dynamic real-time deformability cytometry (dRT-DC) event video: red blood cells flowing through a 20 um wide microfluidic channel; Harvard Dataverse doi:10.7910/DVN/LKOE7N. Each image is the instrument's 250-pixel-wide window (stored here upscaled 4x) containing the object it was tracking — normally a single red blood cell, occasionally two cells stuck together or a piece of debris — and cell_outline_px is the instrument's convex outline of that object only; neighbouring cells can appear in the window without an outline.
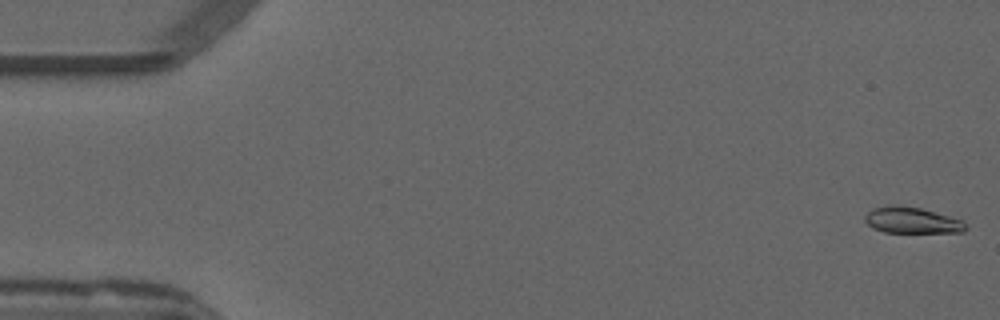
{"species": "common noctule bat (a hibernating species)", "species_latin": "Nyctalus noctula", "temperature_condition": "warm", "stored_images_in_passage": 53, "camera_frame_rate_fps": 3000, "um_per_image_px": 0.085, "animal": {"sex": "male", "forearm_length_mm": 52.5}, "frame": {"image": 1, "passage_image": 1, "time_ms": 0.0, "image_size_px": [1000, 320], "cell_outline_px": [[968, 228], [964, 232], [884, 232], [872, 228], [864, 220], [864, 216], [872, 208], [896, 204], [920, 208], [948, 216], [960, 220], [968, 224]], "centroid_in_image_um": [77.49, 18.72], "position_along_channel_um": 7.5, "area_um2": 15.32}}
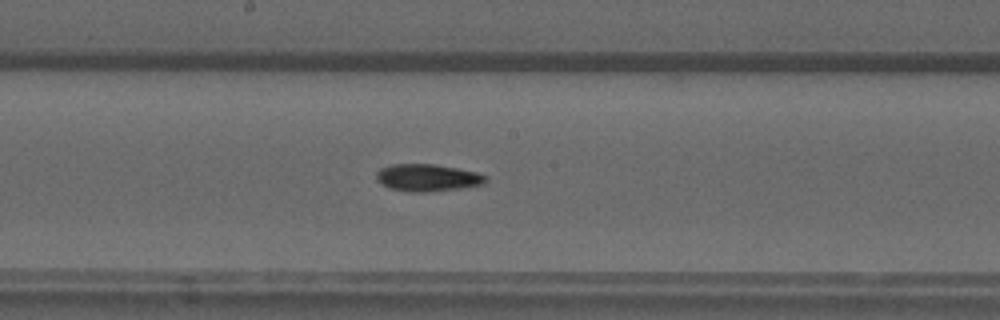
{"frame": {"image": 2, "passage_image": 28, "time_ms": 9.0, "image_size_px": [1000, 320], "cell_outline_px": [[488, 180], [484, 184], [460, 188], [424, 192], [412, 192], [392, 188], [380, 184], [376, 180], [376, 172], [380, 168], [392, 164], [432, 164], [456, 168], [476, 172], [488, 176]], "centroid_in_image_um": [36.33, 15.1], "position_along_channel_um": 211.9, "area_um2": 17.28}}
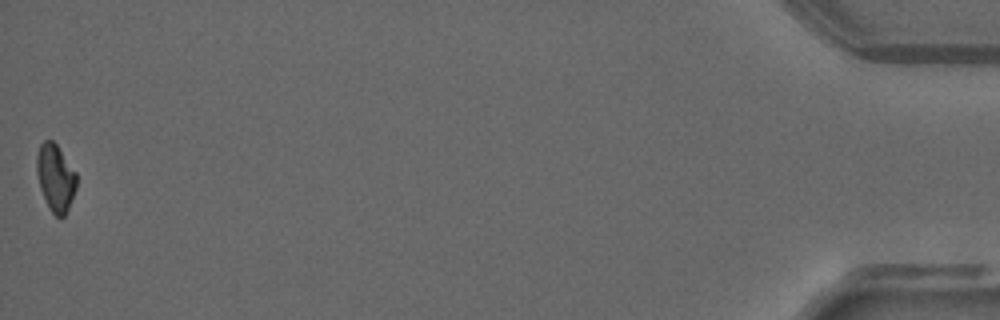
{"frame": {"image": 3, "passage_image": 53, "time_ms": 17.333, "image_size_px": [1000, 320], "cell_outline_px": [[76, 188], [68, 208], [64, 216], [56, 216], [48, 208], [40, 188], [36, 172], [36, 156], [40, 144], [44, 140], [52, 140], [56, 144], [76, 172]], "centroid_in_image_um": [4.7, 15.09], "position_along_channel_um": 430.5, "area_um2": 15.49}, "authors_computed_cell_mechanics": {"area_um2": 16.2418, "velocity_mm_per_s": 3.8564, "shape_relaxation_time_tau1_ms": 10.667, "shape_relaxation_time_tau2_ms": null, "deformation_change_tau1": 0.226, "deformation_change_tau2": null}}